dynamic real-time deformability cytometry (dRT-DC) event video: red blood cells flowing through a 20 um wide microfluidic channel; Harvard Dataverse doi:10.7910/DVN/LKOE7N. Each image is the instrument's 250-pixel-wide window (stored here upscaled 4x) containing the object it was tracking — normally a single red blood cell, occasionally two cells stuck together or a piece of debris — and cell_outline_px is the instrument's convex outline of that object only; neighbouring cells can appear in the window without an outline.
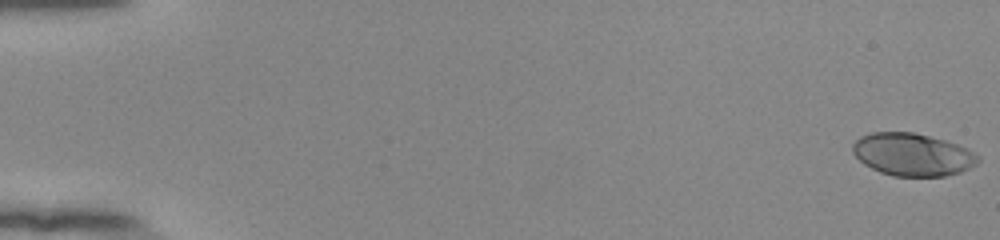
{"species": "human", "species_latin": "Homo sapiens", "temperature_condition": "room temperature", "stored_images_in_passage": 54, "camera_frame_rate_fps": 3000, "um_per_image_px": 0.085, "donor": {"sex": "female"}, "frame": {"image": 1, "passage_image": 1, "time_ms": 0.0, "image_size_px": [1000, 240], "cell_outline_px": [[980, 160], [976, 164], [960, 172], [944, 176], [892, 176], [880, 172], [864, 164], [852, 152], [852, 144], [860, 136], [872, 132], [912, 132], [944, 140], [968, 148], [980, 156]], "centroid_in_image_um": [77.56, 13.13], "position_along_channel_um": 7.4, "area_um2": 31.1}}
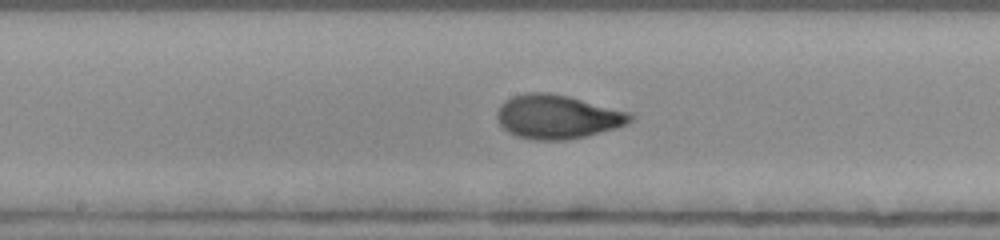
{"frame": {"image": 2, "passage_image": 30, "time_ms": 9.667, "image_size_px": [1000, 240], "cell_outline_px": [[636, 116], [628, 124], [616, 128], [588, 136], [568, 140], [532, 140], [516, 136], [508, 132], [500, 124], [496, 116], [496, 112], [500, 104], [512, 96], [528, 92], [548, 92], [568, 96], [632, 112]], "centroid_in_image_um": [47.41, 9.93], "position_along_channel_um": 200.8, "area_um2": 34.56}}
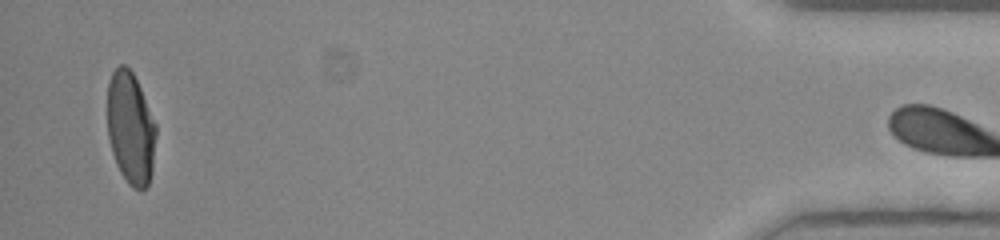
{"frame": {"image": 3, "passage_image": 53, "time_ms": 17.333, "image_size_px": [1000, 240], "cell_outline_px": [[156, 136], [152, 172], [148, 184], [140, 192], [132, 188], [128, 184], [120, 172], [116, 164], [112, 152], [108, 136], [108, 80], [112, 72], [120, 64], [124, 64], [132, 72], [140, 88], [156, 124]], "centroid_in_image_um": [11.1, 10.92], "position_along_channel_um": 424.1, "area_um2": 31.91}, "authors_computed_cell_mechanics": {"area_um2": 32.5414, "velocity_mm_per_s": 3.9125, "shape_relaxation_time_tau1_ms": 4.2914, "shape_relaxation_time_tau2_ms": null, "deformation_change_tau1": 0.2077, "deformation_change_tau2": null}}